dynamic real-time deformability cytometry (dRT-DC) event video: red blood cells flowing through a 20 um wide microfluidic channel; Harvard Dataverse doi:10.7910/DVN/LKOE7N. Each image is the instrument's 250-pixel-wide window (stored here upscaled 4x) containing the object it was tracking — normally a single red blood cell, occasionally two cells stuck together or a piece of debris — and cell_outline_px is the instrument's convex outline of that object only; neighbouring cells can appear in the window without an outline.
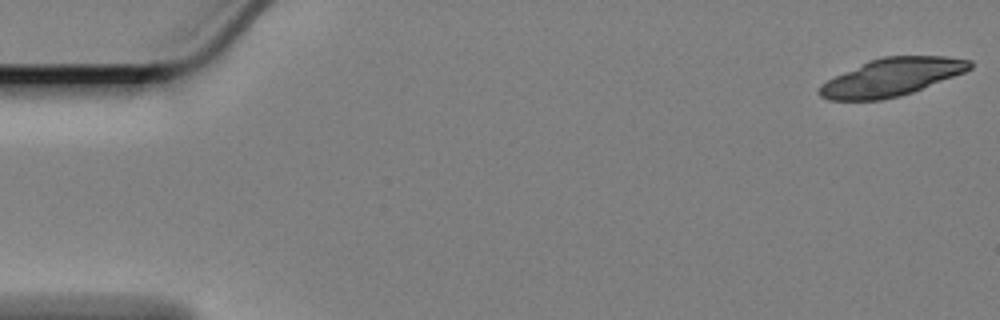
{"species": "Egyptian fruit bat (a non-hibernating species)", "species_latin": "Rousettus aegyptiacus", "temperature_condition": "cold", "stored_images_in_passage": 20, "camera_frame_rate_fps": 3000, "um_per_image_px": 0.085, "animal": {"sex": "female"}, "frame": {"image": 1, "passage_image": 1, "time_ms": 0.0, "image_size_px": [1000, 320], "cell_outline_px": [[972, 68], [964, 72], [912, 92], [900, 96], [880, 100], [828, 100], [820, 96], [816, 92], [820, 84], [868, 60], [884, 56], [944, 56], [972, 60]], "centroid_in_image_um": [75.77, 6.56], "position_along_channel_um": 9.2, "area_um2": 32.89}}